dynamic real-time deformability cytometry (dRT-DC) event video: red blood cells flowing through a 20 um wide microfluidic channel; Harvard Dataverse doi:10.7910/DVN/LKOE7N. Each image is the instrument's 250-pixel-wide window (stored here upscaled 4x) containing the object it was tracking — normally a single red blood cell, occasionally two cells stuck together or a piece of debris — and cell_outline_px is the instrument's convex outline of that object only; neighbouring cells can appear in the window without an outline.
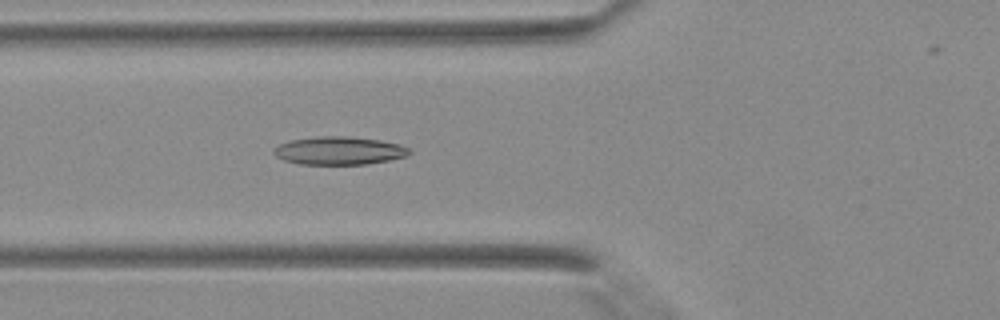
{"species": "Egyptian fruit bat (a non-hibernating species)", "species_latin": "Rousettus aegyptiacus", "temperature_condition": "warm", "stored_images_in_passage": 42, "camera_frame_rate_fps": 3000, "um_per_image_px": 0.085, "animal": {"sex": "female"}, "frame": {"image": 1, "passage_image": 17, "time_ms": 5.333, "image_size_px": [1000, 320], "cell_outline_px": [[412, 152], [408, 156], [368, 164], [300, 164], [284, 160], [276, 156], [272, 152], [272, 148], [276, 144], [288, 140], [316, 136], [348, 136], [380, 140], [396, 144], [408, 148]], "centroid_in_image_um": [28.76, 12.8], "position_along_channel_um": 97.0, "area_um2": 22.37}}
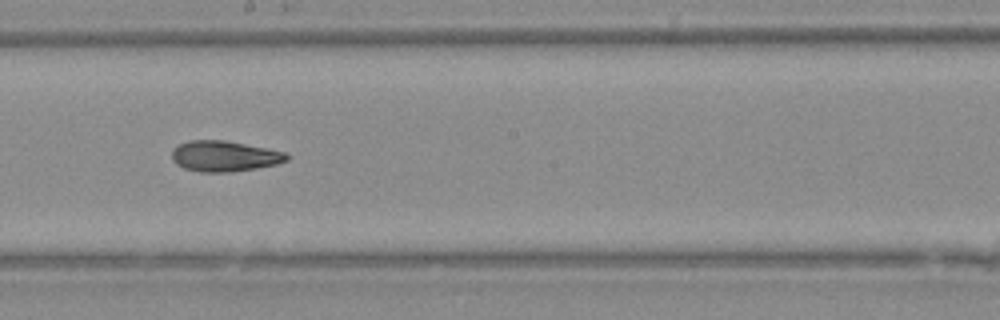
{"frame": {"image": 2, "passage_image": 25, "time_ms": 8.0, "image_size_px": [1000, 320], "cell_outline_px": [[288, 160], [276, 164], [256, 168], [232, 172], [200, 172], [184, 168], [176, 164], [172, 160], [172, 148], [188, 140], [224, 140], [284, 152], [288, 156]], "centroid_in_image_um": [19.02, 13.28], "position_along_channel_um": 229.2, "area_um2": 20.4}}
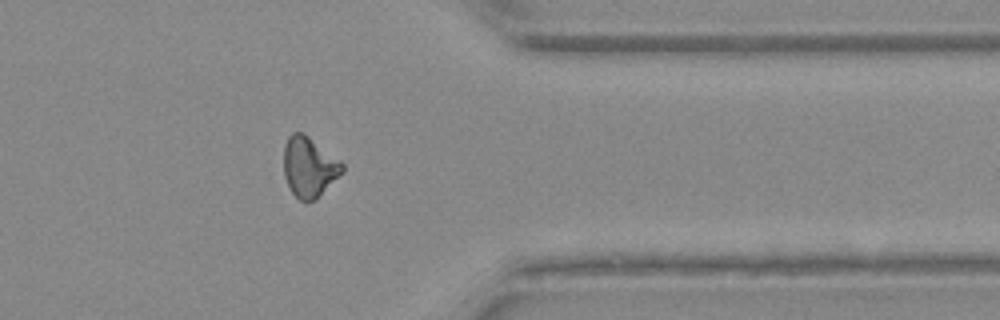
{"frame": {"image": 3, "passage_image": 35, "time_ms": 11.333, "image_size_px": [1000, 320], "cell_outline_px": [[344, 172], [316, 200], [300, 200], [292, 192], [284, 176], [284, 144], [288, 136], [292, 132], [304, 132], [340, 160], [344, 164]], "centroid_in_image_um": [26.29, 14.17], "position_along_channel_um": 385.1, "area_um2": 20.69}}